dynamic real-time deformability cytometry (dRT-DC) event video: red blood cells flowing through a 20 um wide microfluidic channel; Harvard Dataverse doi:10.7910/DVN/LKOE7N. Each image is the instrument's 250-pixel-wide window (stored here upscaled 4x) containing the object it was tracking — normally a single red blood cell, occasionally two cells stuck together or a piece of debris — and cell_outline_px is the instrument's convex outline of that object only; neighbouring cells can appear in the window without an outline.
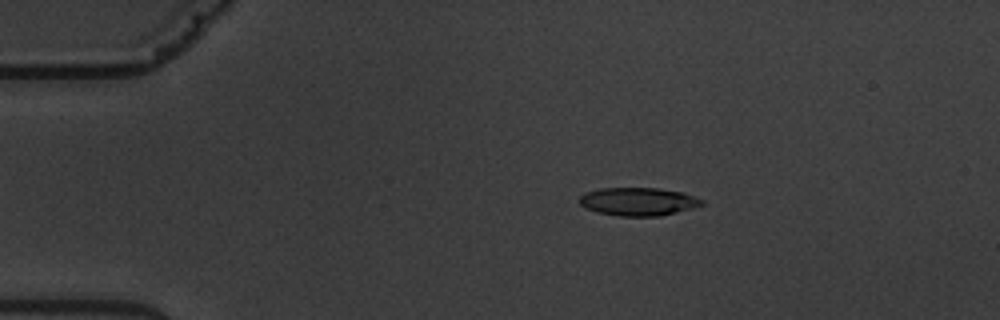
{"species": "common noctule bat (a hibernating species)", "species_latin": "Nyctalus noctula", "temperature_condition": "warm", "stored_images_in_passage": 6, "camera_frame_rate_fps": 3000, "um_per_image_px": 0.085, "animal": {"sex": "male", "body_mass_g": 19.5, "forearm_length_mm": 54.6}, "frame": {"image": 1, "passage_image": 3, "time_ms": 2.333, "image_size_px": [1000, 320], "cell_outline_px": [[704, 204], [692, 208], [660, 216], [620, 216], [600, 212], [584, 208], [580, 204], [580, 196], [584, 192], [600, 188], [656, 188], [680, 192], [704, 200]], "centroid_in_image_um": [54.22, 17.13], "position_along_channel_um": 30.8, "area_um2": 19.88}}
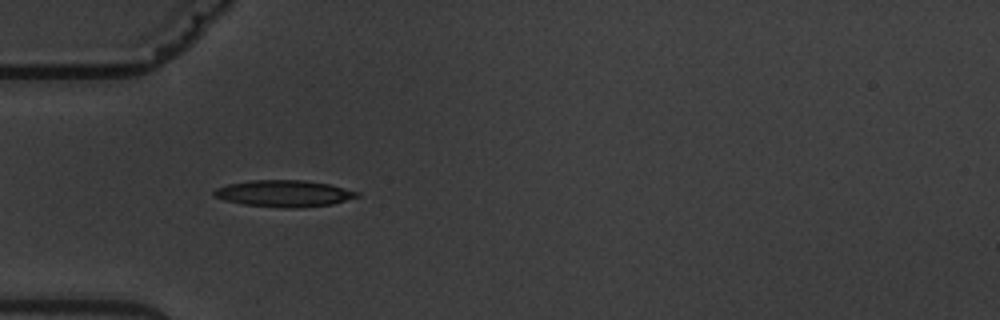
{"frame": {"image": 2, "passage_image": 5, "time_ms": 4.667, "image_size_px": [1000, 320], "cell_outline_px": [[360, 196], [332, 204], [300, 208], [284, 208], [244, 204], [224, 200], [212, 196], [212, 192], [216, 188], [228, 184], [252, 180], [304, 180], [328, 184], [360, 192]], "centroid_in_image_um": [24.13, 16.45], "position_along_channel_um": 60.9, "area_um2": 22.2}}
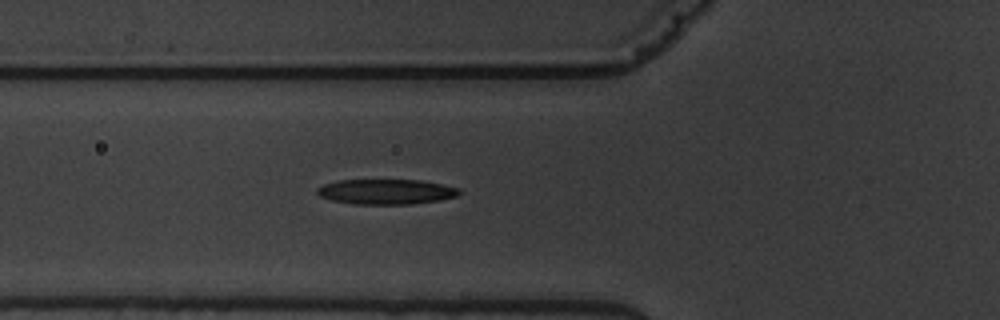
{"frame": {"image": 3, "passage_image": 6, "time_ms": 5.667, "image_size_px": [1000, 320], "cell_outline_px": [[460, 192], [456, 196], [440, 200], [412, 204], [352, 204], [332, 200], [320, 196], [316, 192], [316, 188], [324, 184], [336, 180], [420, 180], [444, 184], [460, 188]], "centroid_in_image_um": [32.82, 16.29], "position_along_channel_um": 93.0, "area_um2": 20.92}}